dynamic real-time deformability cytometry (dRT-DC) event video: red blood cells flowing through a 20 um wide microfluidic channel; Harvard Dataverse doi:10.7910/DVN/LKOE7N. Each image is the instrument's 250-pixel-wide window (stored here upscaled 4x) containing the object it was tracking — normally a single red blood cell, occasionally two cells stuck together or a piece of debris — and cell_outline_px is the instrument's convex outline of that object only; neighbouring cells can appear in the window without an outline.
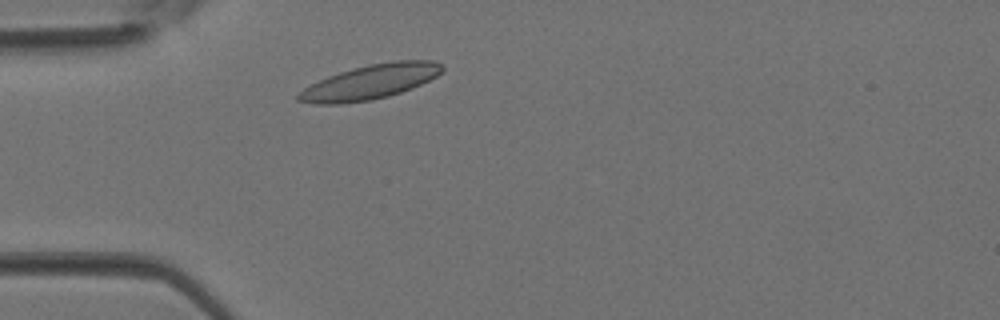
{"species": "Egyptian fruit bat (a non-hibernating species)", "species_latin": "Rousettus aegyptiacus", "temperature_condition": "room temperature", "stored_images_in_passage": 1, "camera_frame_rate_fps": 3000, "um_per_image_px": 0.085, "animal": {"sex": "female"}, "frame": {"image": 1, "passage_image": 1, "time_ms": 0.0, "image_size_px": [1000, 320], "cell_outline_px": [[444, 72], [412, 88], [388, 96], [372, 100], [340, 104], [316, 104], [296, 100], [296, 96], [304, 88], [328, 76], [352, 68], [372, 64], [396, 60], [432, 60], [440, 64], [444, 68]], "centroid_in_image_um": [31.47, 6.97], "position_along_channel_um": 53.5, "area_um2": 28.73}}